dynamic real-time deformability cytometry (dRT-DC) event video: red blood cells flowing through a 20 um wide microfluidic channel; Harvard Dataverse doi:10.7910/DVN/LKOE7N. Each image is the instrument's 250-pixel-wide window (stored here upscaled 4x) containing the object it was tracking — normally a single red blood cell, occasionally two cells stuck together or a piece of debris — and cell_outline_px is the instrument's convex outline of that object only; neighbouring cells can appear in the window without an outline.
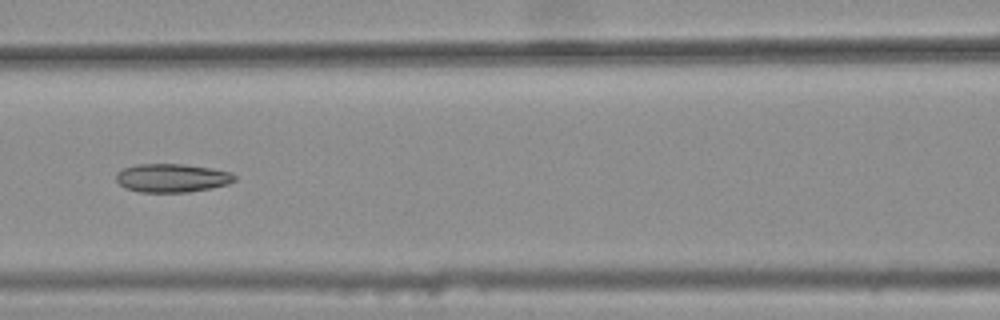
{"species": "common noctule bat (a hibernating species)", "species_latin": "Nyctalus noctula", "temperature_condition": "warm", "stored_images_in_passage": 9, "camera_frame_rate_fps": 3000, "um_per_image_px": 0.085, "animal": {"sex": "female", "body_mass_g": 25.1}, "frame": {"image": 1, "passage_image": 7, "time_ms": 2.0, "image_size_px": [1000, 320], "cell_outline_px": [[236, 180], [228, 184], [212, 188], [188, 192], [140, 192], [124, 188], [116, 180], [116, 172], [124, 168], [136, 164], [184, 164], [212, 168], [232, 172], [236, 176]], "centroid_in_image_um": [14.63, 15.12], "position_along_channel_um": 152.0, "area_um2": 19.88}}
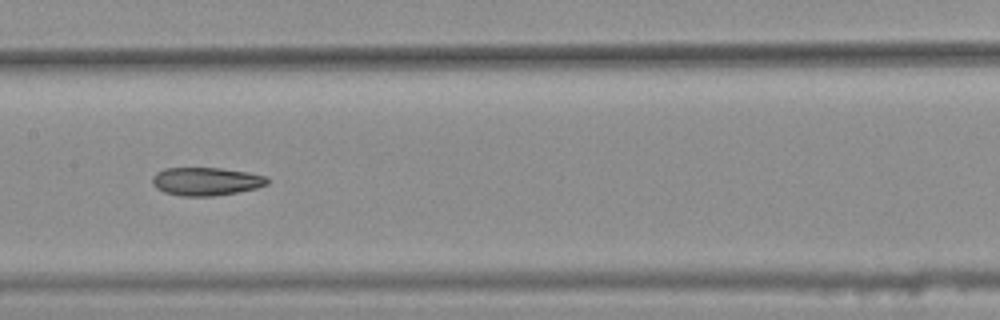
{"frame": {"image": 2, "passage_image": 8, "time_ms": 2.333, "image_size_px": [1000, 320], "cell_outline_px": [[268, 184], [256, 188], [236, 192], [212, 196], [180, 196], [164, 192], [156, 188], [152, 184], [152, 176], [156, 172], [164, 168], [220, 168], [248, 172], [268, 176]], "centroid_in_image_um": [17.49, 15.41], "position_along_channel_um": 189.9, "area_um2": 18.96}}
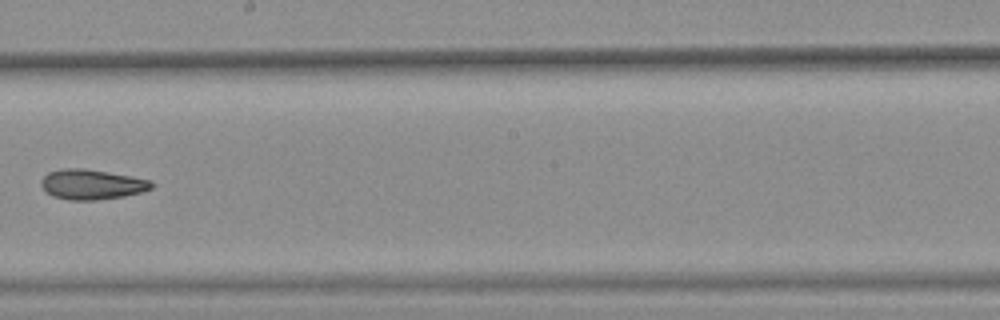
{"frame": {"image": 3, "passage_image": 9, "time_ms": 2.667, "image_size_px": [1000, 320], "cell_outline_px": [[156, 184], [152, 188], [140, 192], [124, 196], [96, 200], [72, 200], [52, 196], [40, 184], [40, 180], [48, 172], [64, 168], [84, 168], [132, 176], [152, 180]], "centroid_in_image_um": [7.83, 15.66], "position_along_channel_um": 240.4, "area_um2": 19.36}}